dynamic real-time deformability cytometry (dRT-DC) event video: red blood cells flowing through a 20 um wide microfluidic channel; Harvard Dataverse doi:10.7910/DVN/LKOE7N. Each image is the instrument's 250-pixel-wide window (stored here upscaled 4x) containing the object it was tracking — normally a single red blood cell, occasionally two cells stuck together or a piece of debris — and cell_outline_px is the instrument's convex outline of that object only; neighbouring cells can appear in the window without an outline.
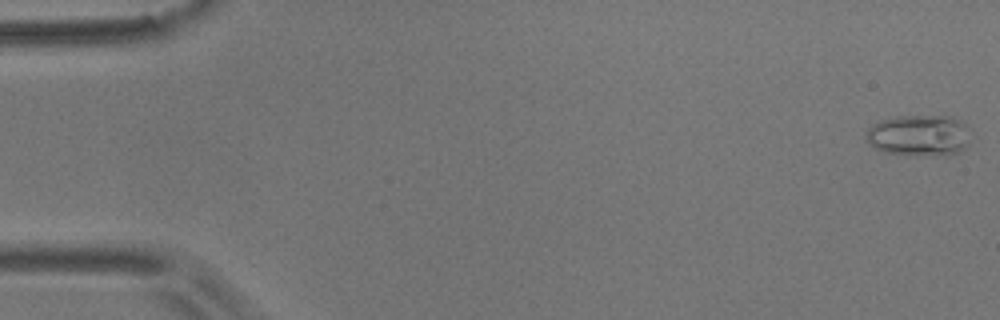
{"species": "common noctule bat (a hibernating species)", "species_latin": "Nyctalus noctula", "temperature_condition": "room temperature", "stored_images_in_passage": 7, "camera_frame_rate_fps": 3000, "um_per_image_px": 0.085, "animal": {"sex": "male", "body_mass_g": 17.9}, "frame": {"image": 1, "passage_image": 1, "time_ms": 0.0, "image_size_px": [1000, 320], "cell_outline_px": [[968, 144], [960, 152], [944, 156], [884, 152], [876, 148], [864, 140], [864, 136], [868, 128], [872, 124], [880, 120], [896, 116], [948, 116], [960, 120], [964, 124]], "centroid_in_image_um": [78.05, 11.5], "position_along_channel_um": 6.9, "area_um2": 24.91}}
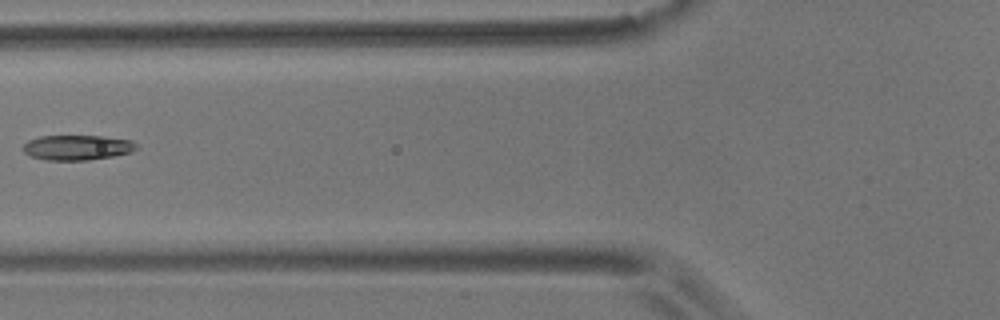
{"frame": {"image": 2, "passage_image": 6, "time_ms": 7.0, "image_size_px": [1000, 320], "cell_outline_px": [[140, 148], [128, 152], [112, 156], [88, 160], [48, 160], [32, 156], [24, 152], [24, 144], [28, 140], [40, 136], [104, 136], [132, 140]], "centroid_in_image_um": [6.59, 12.53], "position_along_channel_um": 119.2, "area_um2": 16.42}}
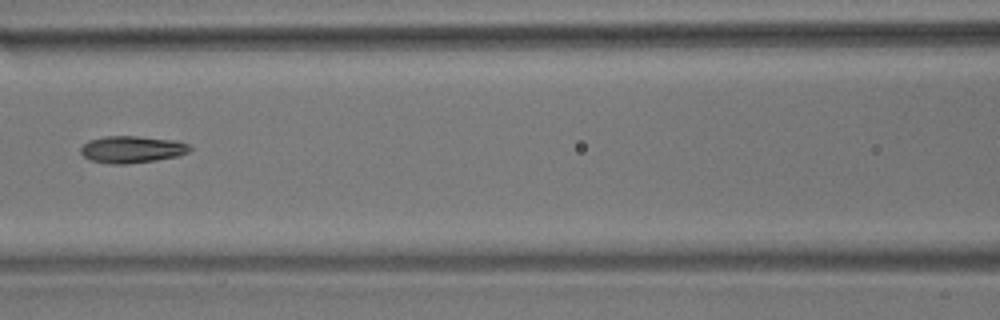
{"frame": {"image": 3, "passage_image": 7, "time_ms": 8.0, "image_size_px": [1000, 320], "cell_outline_px": [[192, 148], [188, 152], [176, 156], [156, 160], [128, 164], [112, 164], [88, 160], [80, 152], [80, 148], [88, 140], [104, 136], [136, 136], [176, 140], [188, 144]], "centroid_in_image_um": [11.18, 12.7], "position_along_channel_um": 155.4, "area_um2": 17.22}}